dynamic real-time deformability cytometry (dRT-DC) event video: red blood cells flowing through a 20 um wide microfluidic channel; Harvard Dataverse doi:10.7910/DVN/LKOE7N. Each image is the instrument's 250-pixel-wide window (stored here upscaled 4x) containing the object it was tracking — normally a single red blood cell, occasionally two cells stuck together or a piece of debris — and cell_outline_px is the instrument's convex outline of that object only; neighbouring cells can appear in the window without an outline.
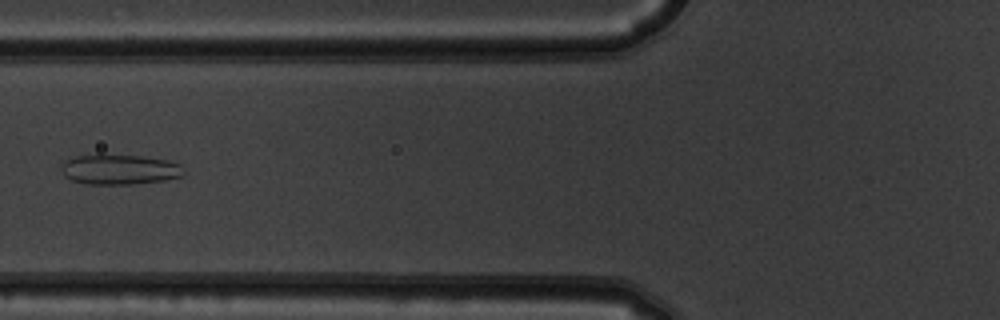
{"species": "common noctule bat (a hibernating species)", "species_latin": "Nyctalus noctula", "temperature_condition": "warm", "stored_images_in_passage": 3, "camera_frame_rate_fps": 3000, "um_per_image_px": 0.085, "animal": {"sex": "male", "body_mass_g": 19.5, "forearm_length_mm": 54.6}, "frame": {"image": 1, "passage_image": 3, "time_ms": 0.667, "image_size_px": [1000, 320], "cell_outline_px": [[184, 176], [164, 180], [132, 184], [88, 184], [72, 180], [64, 176], [60, 168], [60, 164], [64, 160], [76, 156], [140, 156], [168, 160], [180, 164], [184, 172]], "centroid_in_image_um": [10.15, 14.42], "position_along_channel_um": 115.6, "area_um2": 21.21}}